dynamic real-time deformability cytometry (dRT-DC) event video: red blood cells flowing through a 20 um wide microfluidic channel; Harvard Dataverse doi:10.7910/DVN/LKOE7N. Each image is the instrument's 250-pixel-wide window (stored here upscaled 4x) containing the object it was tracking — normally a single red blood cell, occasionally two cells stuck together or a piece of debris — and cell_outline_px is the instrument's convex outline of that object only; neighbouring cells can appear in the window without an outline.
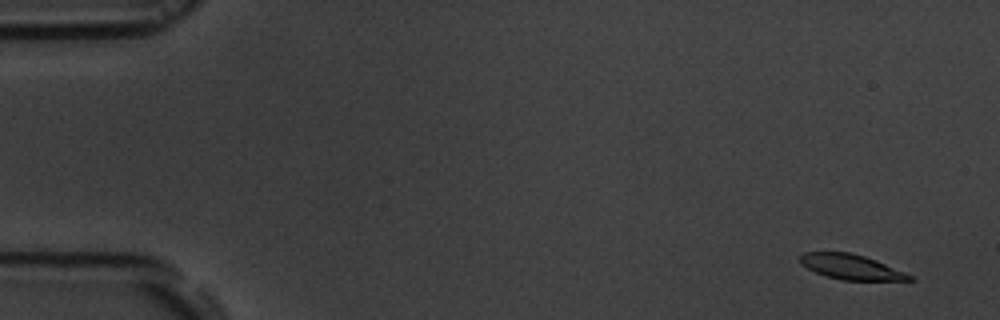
{"species": "common noctule bat (a hibernating species)", "species_latin": "Nyctalus noctula", "temperature_condition": "room temperature", "stored_images_in_passage": 5, "camera_frame_rate_fps": 3000, "um_per_image_px": 0.085, "animal": {"sex": "male", "body_mass_g": 19.5, "forearm_length_mm": 54.6}, "frame": {"image": 1, "passage_image": 1, "time_ms": 0.0, "image_size_px": [1000, 320], "cell_outline_px": [[916, 280], [840, 280], [824, 276], [800, 264], [800, 256], [804, 252], [852, 252], [876, 260], [904, 272], [912, 276]], "centroid_in_image_um": [72.31, 22.69], "position_along_channel_um": 12.7, "area_um2": 15.9}}
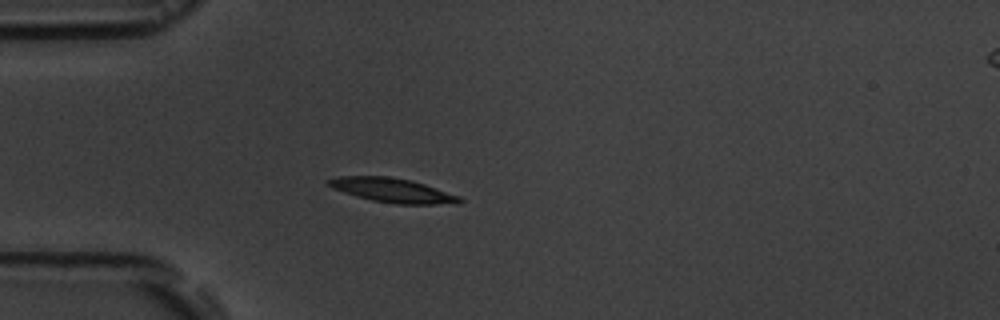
{"frame": {"image": 2, "passage_image": 5, "time_ms": 4.333, "image_size_px": [1000, 320], "cell_outline_px": [[464, 200], [460, 204], [396, 204], [372, 200], [356, 196], [332, 188], [328, 184], [328, 180], [340, 176], [388, 176], [412, 180], [460, 196]], "centroid_in_image_um": [33.42, 16.18], "position_along_channel_um": 51.6, "area_um2": 18.5}}